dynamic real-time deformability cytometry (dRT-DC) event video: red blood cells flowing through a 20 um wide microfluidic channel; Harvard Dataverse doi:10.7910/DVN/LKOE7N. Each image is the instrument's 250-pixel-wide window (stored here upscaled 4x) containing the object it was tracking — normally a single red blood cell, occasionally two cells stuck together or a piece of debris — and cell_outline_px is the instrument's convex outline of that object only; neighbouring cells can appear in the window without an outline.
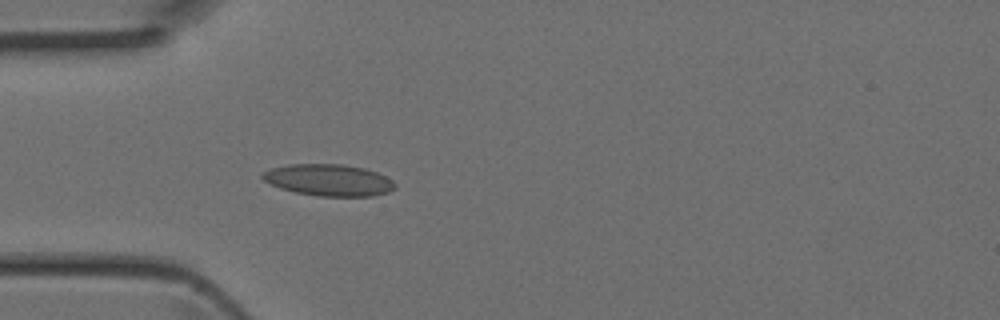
{"species": "Egyptian fruit bat (a non-hibernating species)", "species_latin": "Rousettus aegyptiacus", "temperature_condition": "room temperature", "stored_images_in_passage": 35, "camera_frame_rate_fps": 3000, "um_per_image_px": 0.085, "animal": {"sex": "female"}, "frame": {"image": 1, "passage_image": 4, "time_ms": 1.0, "image_size_px": [1000, 320], "cell_outline_px": [[396, 188], [388, 192], [372, 196], [316, 196], [296, 192], [280, 188], [264, 180], [260, 176], [264, 172], [272, 168], [288, 164], [344, 164], [364, 168], [376, 172], [392, 180], [396, 184]], "centroid_in_image_um": [27.96, 15.3], "position_along_channel_um": 57.0, "area_um2": 24.39}}
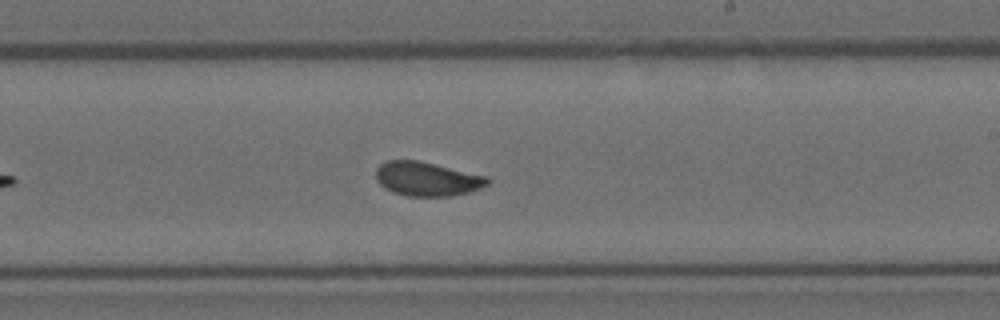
{"frame": {"image": 2, "passage_image": 17, "time_ms": 5.333, "image_size_px": [1000, 320], "cell_outline_px": [[492, 180], [488, 184], [472, 192], [452, 196], [408, 196], [392, 192], [384, 188], [376, 180], [376, 168], [380, 164], [388, 160], [420, 160], [488, 176]], "centroid_in_image_um": [36.33, 15.2], "position_along_channel_um": 252.7, "area_um2": 22.54}}
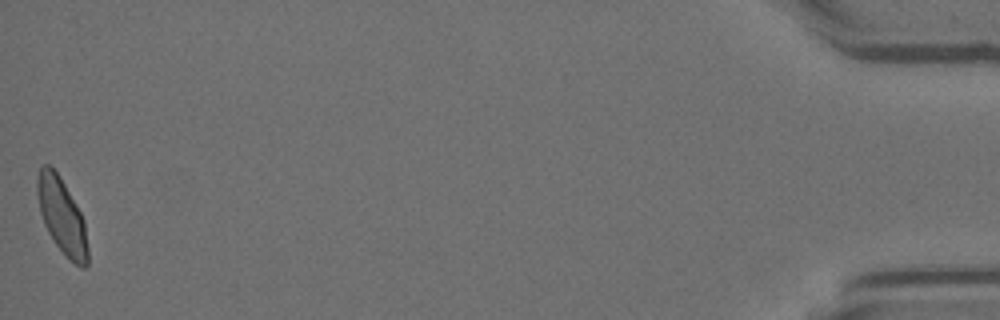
{"frame": {"image": 3, "passage_image": 35, "time_ms": 11.333, "image_size_px": [1000, 320], "cell_outline_px": [[88, 264], [84, 268], [80, 268], [68, 260], [64, 256], [48, 232], [44, 224], [40, 212], [36, 192], [36, 176], [40, 168], [44, 164], [48, 164], [60, 176], [76, 204], [84, 220], [88, 248]], "centroid_in_image_um": [5.26, 18.4], "position_along_channel_um": 429.9, "area_um2": 22.48}}